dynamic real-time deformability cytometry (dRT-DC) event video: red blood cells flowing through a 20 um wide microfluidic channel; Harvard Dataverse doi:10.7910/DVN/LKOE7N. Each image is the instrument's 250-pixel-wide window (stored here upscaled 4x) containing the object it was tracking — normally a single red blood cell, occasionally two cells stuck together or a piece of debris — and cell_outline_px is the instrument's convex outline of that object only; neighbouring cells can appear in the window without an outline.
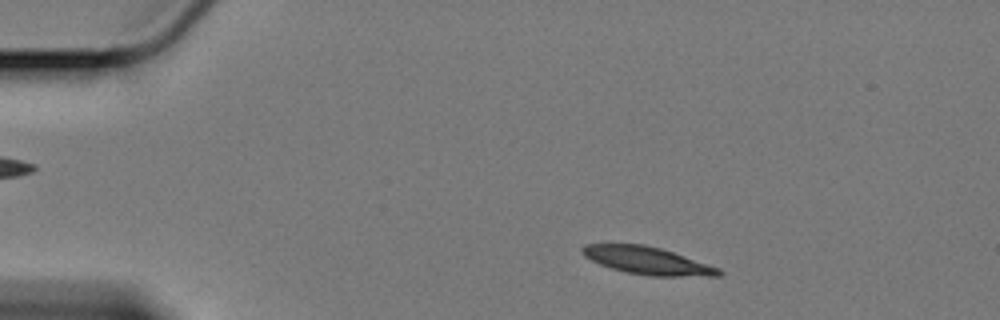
{"species": "Egyptian fruit bat (a non-hibernating species)", "species_latin": "Rousettus aegyptiacus", "temperature_condition": "cold", "stored_images_in_passage": 54, "camera_frame_rate_fps": 3000, "um_per_image_px": 0.085, "animal": {"sex": "female"}, "frame": {"image": 1, "passage_image": 5, "time_ms": 1.333, "image_size_px": [1000, 320], "cell_outline_px": [[724, 272], [720, 276], [648, 276], [628, 272], [612, 268], [600, 264], [584, 256], [580, 252], [580, 248], [584, 244], [644, 244], [660, 248], [720, 268]], "centroid_in_image_um": [55.02, 22.15], "position_along_channel_um": 30.0, "area_um2": 21.79}}
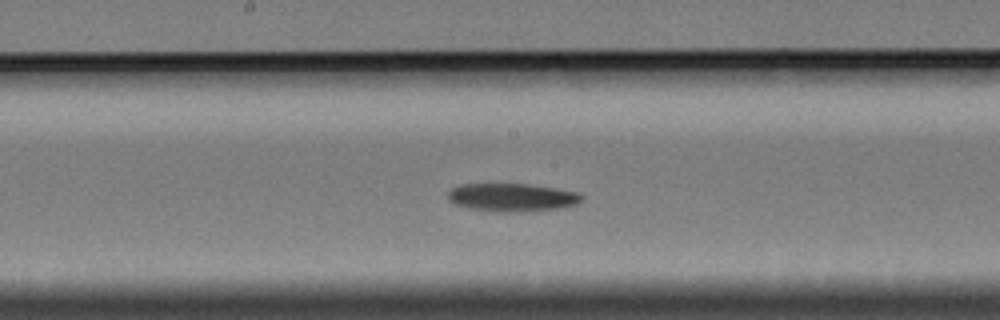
{"frame": {"image": 2, "passage_image": 26, "time_ms": 8.333, "image_size_px": [1000, 320], "cell_outline_px": [[584, 200], [576, 204], [560, 208], [524, 212], [520, 212], [468, 208], [456, 204], [448, 200], [448, 192], [452, 188], [460, 184], [532, 184], [580, 192], [584, 196]], "centroid_in_image_um": [43.59, 16.76], "position_along_channel_um": 204.6, "area_um2": 21.91}}
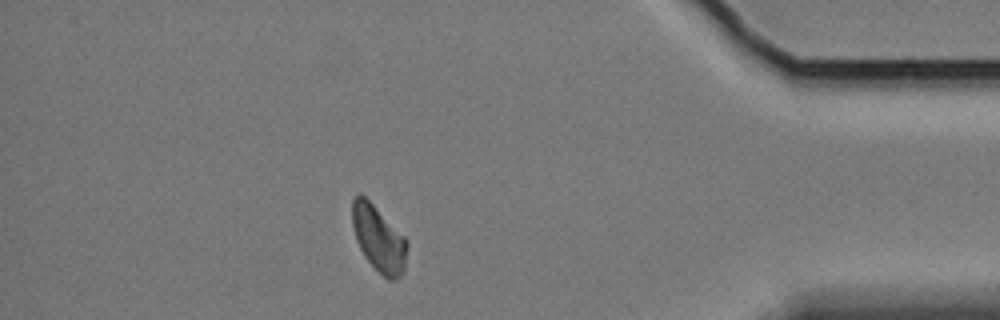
{"frame": {"image": 3, "passage_image": 47, "time_ms": 15.333, "image_size_px": [1000, 320], "cell_outline_px": [[408, 244], [404, 272], [396, 280], [388, 280], [364, 256], [356, 240], [352, 228], [352, 200], [360, 192], [408, 240]], "centroid_in_image_um": [32.19, 20.3], "position_along_channel_um": 403.0, "area_um2": 20.92}, "authors_computed_cell_mechanics": {"area_um2": 21.8484, "velocity_mm_per_s": 3.3485, "shape_relaxation_time_tau1_ms": 9.3129, "shape_relaxation_time_tau2_ms": null, "deformation_change_tau1": 0.1602, "deformation_change_tau2": null}}